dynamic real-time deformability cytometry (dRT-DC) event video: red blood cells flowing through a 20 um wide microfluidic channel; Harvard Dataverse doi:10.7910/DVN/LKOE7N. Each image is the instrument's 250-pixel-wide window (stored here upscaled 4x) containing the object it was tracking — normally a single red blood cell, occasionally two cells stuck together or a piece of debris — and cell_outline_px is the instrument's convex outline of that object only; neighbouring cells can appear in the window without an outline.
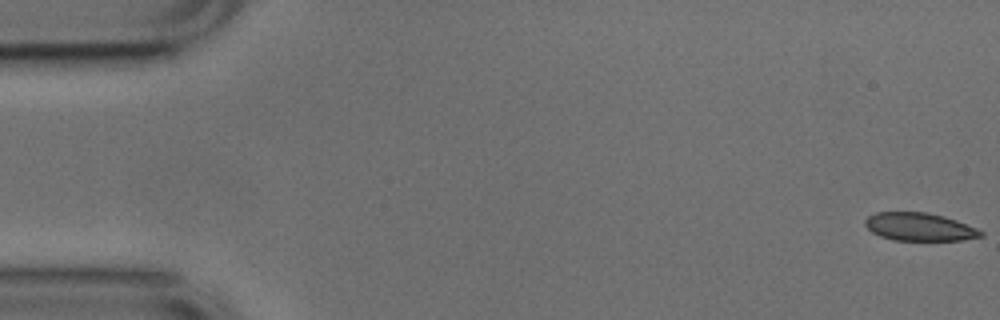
{"species": "common noctule bat (a hibernating species)", "species_latin": "Nyctalus noctula", "temperature_condition": "cold", "stored_images_in_passage": 45, "camera_frame_rate_fps": 3000, "um_per_image_px": 0.085, "animal": {"sex": "male", "body_mass_g": 17.9, "forearm_length_mm": 54.2}, "frame": {"image": 1, "passage_image": 1, "time_ms": 0.0, "image_size_px": [1000, 320], "cell_outline_px": [[984, 236], [964, 240], [892, 240], [880, 236], [872, 232], [864, 224], [864, 220], [868, 216], [876, 212], [928, 212], [944, 216], [956, 220], [976, 228], [984, 232]], "centroid_in_image_um": [78.15, 19.28], "position_along_channel_um": 6.8, "area_um2": 18.96}}
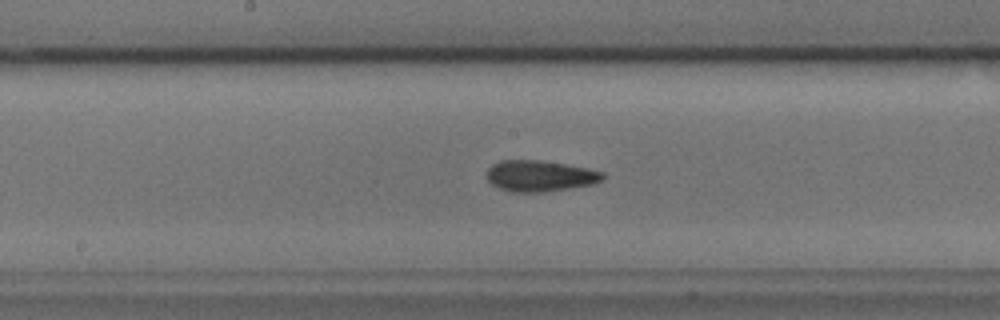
{"frame": {"image": 2, "passage_image": 27, "time_ms": 8.667, "image_size_px": [1000, 320], "cell_outline_px": [[604, 180], [592, 184], [544, 192], [512, 192], [500, 188], [492, 184], [488, 180], [488, 168], [492, 164], [500, 160], [540, 160], [588, 168], [604, 172]], "centroid_in_image_um": [45.9, 14.95], "position_along_channel_um": 202.3, "area_um2": 20.92}}
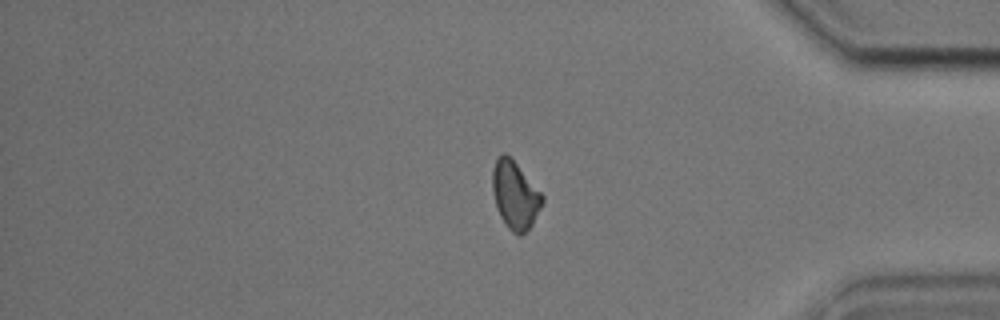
{"frame": {"image": 3, "passage_image": 44, "time_ms": 14.333, "image_size_px": [1000, 320], "cell_outline_px": [[544, 200], [532, 224], [520, 236], [516, 236], [508, 228], [500, 216], [496, 208], [492, 192], [492, 168], [496, 160], [504, 152], [516, 164], [544, 196]], "centroid_in_image_um": [43.75, 16.62], "position_along_channel_um": 391.4, "area_um2": 19.42}, "authors_computed_cell_mechanics": {"area_um2": 20.3456, "velocity_mm_per_s": 3.7773, "shape_relaxation_time_tau1_ms": 8.1926, "shape_relaxation_time_tau2_ms": 3.1258, "deformation_change_tau1": 0.1253, "deformation_change_tau2": 0.0826}}